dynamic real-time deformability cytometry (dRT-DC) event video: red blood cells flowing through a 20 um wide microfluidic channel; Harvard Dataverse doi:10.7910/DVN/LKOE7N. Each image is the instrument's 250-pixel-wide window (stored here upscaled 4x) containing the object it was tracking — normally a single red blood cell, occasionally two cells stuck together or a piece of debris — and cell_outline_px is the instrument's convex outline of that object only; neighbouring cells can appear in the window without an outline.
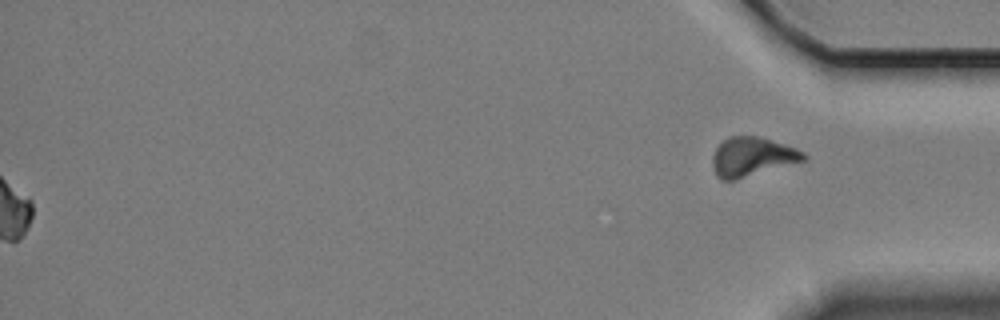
{"species": "Egyptian fruit bat (a non-hibernating species)", "species_latin": "Rousettus aegyptiacus", "temperature_condition": "cold", "stored_images_in_passage": 60, "segment_of_instrument_passage": [2, 2], "camera_frame_rate_fps": 3000, "um_per_image_px": 0.085, "animal": {"sex": "female"}, "frame": {"image": 1, "passage_image": 60, "time_ms": 19.667, "image_size_px": [1000, 320], "cell_outline_px": [[808, 156], [804, 160], [736, 180], [720, 180], [716, 176], [712, 168], [712, 156], [716, 148], [728, 136], [756, 136], [772, 140], [796, 148], [804, 152]], "centroid_in_image_um": [63.89, 13.33], "position_along_channel_um": 371.3, "area_um2": 20.75}}